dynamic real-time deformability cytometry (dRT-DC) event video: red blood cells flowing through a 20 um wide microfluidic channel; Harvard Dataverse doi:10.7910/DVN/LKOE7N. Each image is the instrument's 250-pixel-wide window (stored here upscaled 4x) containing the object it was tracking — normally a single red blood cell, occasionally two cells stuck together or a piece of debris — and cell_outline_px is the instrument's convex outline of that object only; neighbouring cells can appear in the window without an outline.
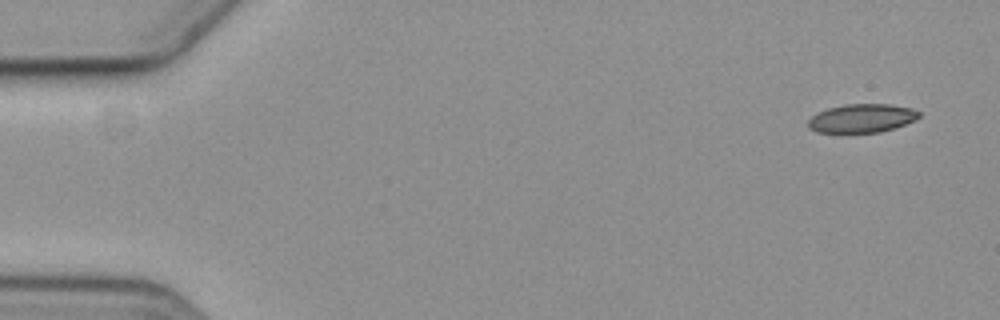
{"species": "common noctule bat (a hibernating species)", "species_latin": "Nyctalus noctula", "temperature_condition": "cold", "stored_images_in_passage": 5, "camera_frame_rate_fps": 3000, "um_per_image_px": 0.085, "animal": {"sex": "female", "body_mass_g": 19.3, "forearm_length_mm": 54.1}, "frame": {"image": 1, "passage_image": 1, "time_ms": 0.0, "image_size_px": [1000, 320], "cell_outline_px": [[920, 116], [916, 120], [896, 128], [880, 132], [816, 132], [808, 128], [808, 120], [816, 112], [828, 108], [844, 104], [888, 104], [912, 108], [920, 112]], "centroid_in_image_um": [73.26, 10.05], "position_along_channel_um": 11.7, "area_um2": 18.61}}
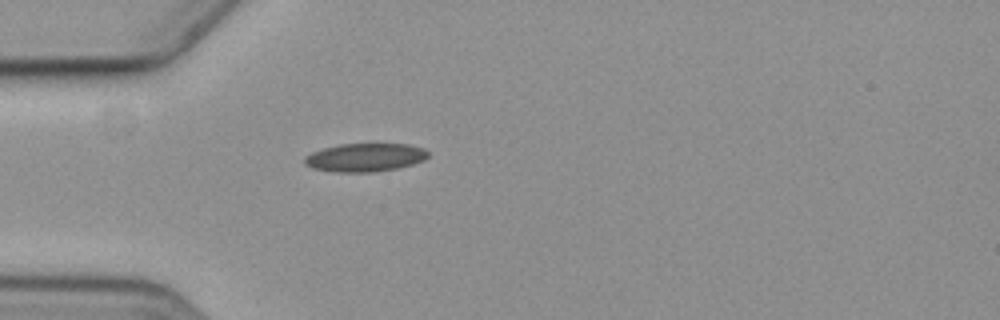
{"frame": {"image": 2, "passage_image": 5, "time_ms": 4.667, "image_size_px": [1000, 320], "cell_outline_px": [[428, 156], [424, 160], [400, 168], [372, 172], [336, 172], [312, 168], [304, 164], [304, 156], [312, 152], [324, 148], [340, 144], [408, 144], [424, 148], [428, 152]], "centroid_in_image_um": [31.03, 13.38], "position_along_channel_um": 54.0, "area_um2": 20.46}}